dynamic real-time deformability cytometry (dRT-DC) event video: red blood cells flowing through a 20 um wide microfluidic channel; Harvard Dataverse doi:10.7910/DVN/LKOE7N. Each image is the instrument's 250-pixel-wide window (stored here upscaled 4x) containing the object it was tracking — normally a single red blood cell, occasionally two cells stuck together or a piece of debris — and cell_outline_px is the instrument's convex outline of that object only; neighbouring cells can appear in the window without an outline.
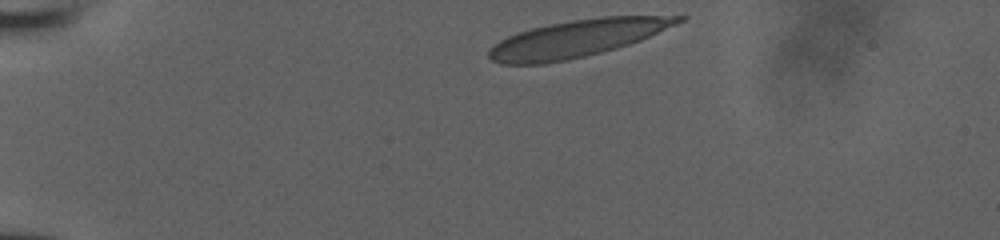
{"species": "human", "species_latin": "Homo sapiens", "temperature_condition": "room temperature", "stored_images_in_passage": 33, "camera_frame_rate_fps": 3000, "um_per_image_px": 0.085, "donor": {"sex": "male"}, "frame": {"image": 1, "passage_image": 1, "time_ms": 0.0, "image_size_px": [1000, 240], "cell_outline_px": [[688, 16], [684, 20], [676, 24], [640, 40], [616, 48], [568, 60], [544, 64], [500, 64], [488, 60], [488, 48], [500, 40], [516, 32], [548, 24], [572, 20], [600, 16]], "centroid_in_image_um": [48.97, 3.28], "position_along_channel_um": 36.0, "area_um2": 40.86}}
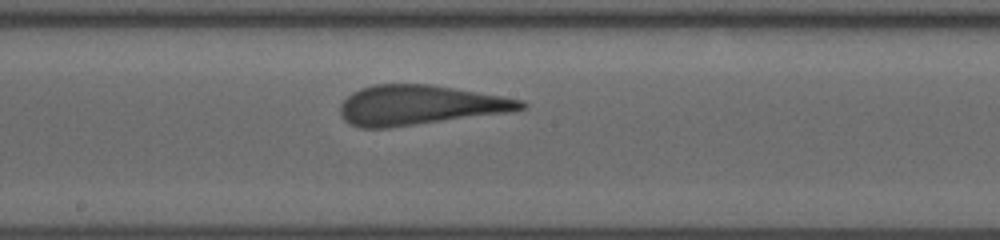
{"frame": {"image": 2, "passage_image": 19, "time_ms": 6.0, "image_size_px": [1000, 240], "cell_outline_px": [[528, 108], [504, 112], [388, 128], [360, 128], [344, 120], [340, 116], [340, 104], [352, 92], [360, 88], [372, 84], [428, 84], [524, 100], [528, 104]], "centroid_in_image_um": [35.61, 8.93], "position_along_channel_um": 212.6, "area_um2": 41.38}}
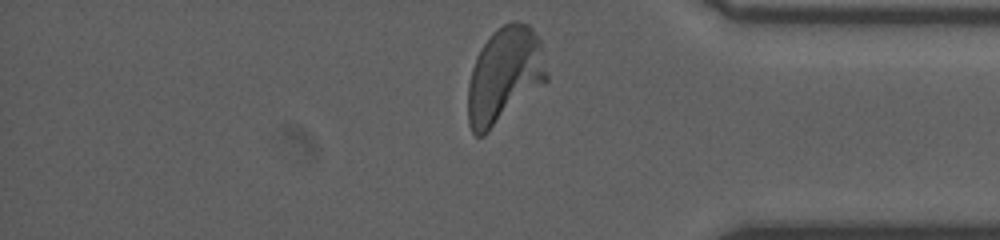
{"frame": {"image": 3, "passage_image": 33, "time_ms": 10.667, "image_size_px": [1000, 240], "cell_outline_px": [[548, 80], [544, 84], [484, 136], [476, 136], [472, 132], [468, 124], [468, 84], [472, 68], [476, 56], [480, 48], [492, 32], [496, 28], [512, 20], [516, 20], [528, 24], [532, 28], [540, 40], [548, 76]], "centroid_in_image_um": [42.87, 6.39], "position_along_channel_um": 392.3, "area_um2": 44.33}}